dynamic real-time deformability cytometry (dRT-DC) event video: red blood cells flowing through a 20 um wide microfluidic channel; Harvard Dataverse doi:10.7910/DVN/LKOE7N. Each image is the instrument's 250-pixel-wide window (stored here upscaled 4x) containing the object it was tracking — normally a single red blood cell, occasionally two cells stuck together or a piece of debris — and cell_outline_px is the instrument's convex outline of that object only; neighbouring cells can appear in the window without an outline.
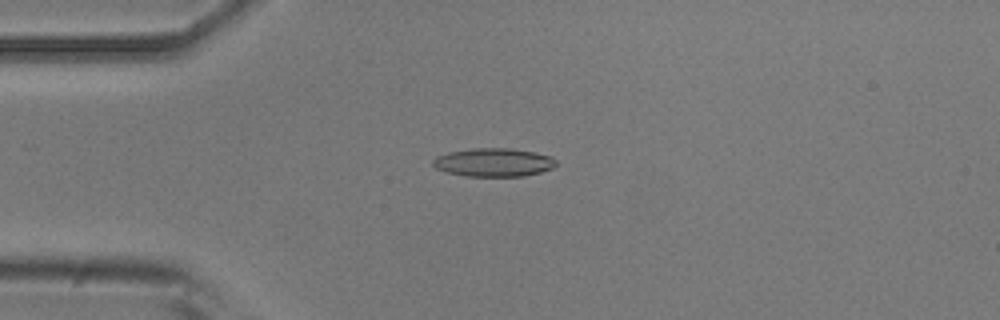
{"species": "common noctule bat (a hibernating species)", "species_latin": "Nyctalus noctula", "temperature_condition": "room temperature", "stored_images_in_passage": 39, "camera_frame_rate_fps": 3000, "um_per_image_px": 0.085, "animal": {"sex": "male", "body_mass_g": 20.5, "forearm_length_mm": 52.5}, "frame": {"image": 1, "passage_image": 1, "time_ms": 0.0, "image_size_px": [1000, 320], "cell_outline_px": [[556, 164], [552, 168], [540, 172], [524, 176], [468, 176], [448, 172], [436, 168], [432, 164], [432, 160], [436, 156], [448, 152], [472, 148], [512, 148], [536, 152], [552, 156], [556, 160]], "centroid_in_image_um": [41.97, 13.79], "position_along_channel_um": 43.0, "area_um2": 20.46}}
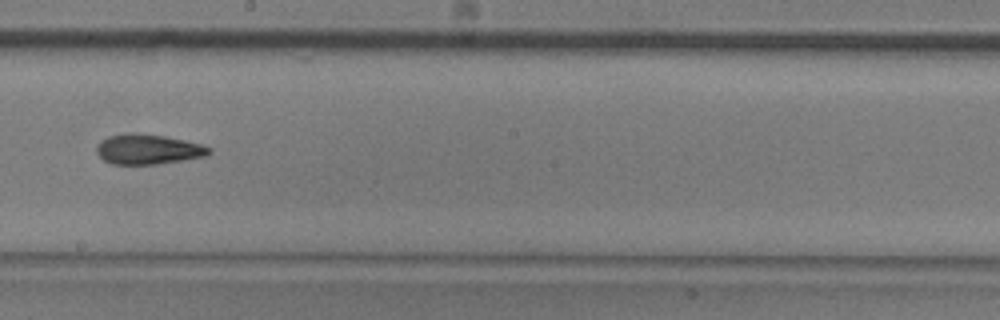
{"frame": {"image": 2, "passage_image": 17, "time_ms": 5.333, "image_size_px": [1000, 320], "cell_outline_px": [[212, 152], [204, 156], [156, 164], [112, 164], [104, 160], [96, 152], [96, 148], [100, 140], [108, 136], [132, 132], [136, 132], [164, 136], [184, 140], [200, 144], [212, 148]], "centroid_in_image_um": [12.55, 12.67], "position_along_channel_um": 235.6, "area_um2": 19.59}}
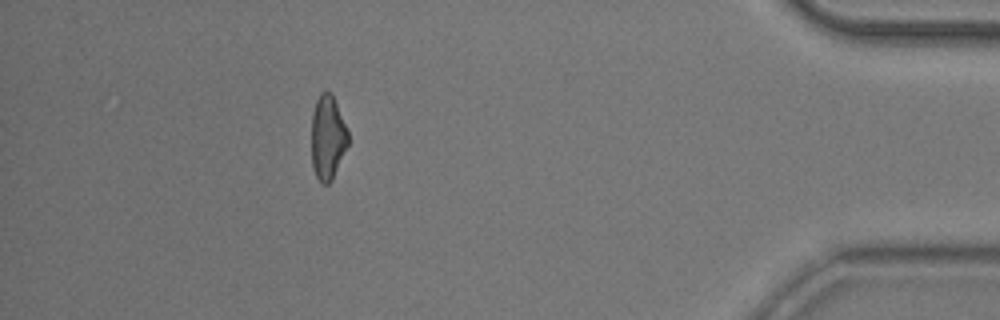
{"frame": {"image": 3, "passage_image": 34, "time_ms": 11.0, "image_size_px": [1000, 320], "cell_outline_px": [[348, 144], [332, 180], [328, 184], [324, 184], [316, 176], [312, 164], [312, 112], [316, 100], [320, 92], [332, 92], [348, 132]], "centroid_in_image_um": [27.85, 11.66], "position_along_channel_um": 407.4, "area_um2": 17.86}, "authors_computed_cell_mechanics": {"area_um2": 19.0162, "velocity_mm_per_s": 3.9657, "shape_relaxation_time_tau1_ms": 9.6736, "shape_relaxation_time_tau2_ms": 3.6693, "deformation_change_tau1": 0.2163, "deformation_change_tau2": 0.125}}